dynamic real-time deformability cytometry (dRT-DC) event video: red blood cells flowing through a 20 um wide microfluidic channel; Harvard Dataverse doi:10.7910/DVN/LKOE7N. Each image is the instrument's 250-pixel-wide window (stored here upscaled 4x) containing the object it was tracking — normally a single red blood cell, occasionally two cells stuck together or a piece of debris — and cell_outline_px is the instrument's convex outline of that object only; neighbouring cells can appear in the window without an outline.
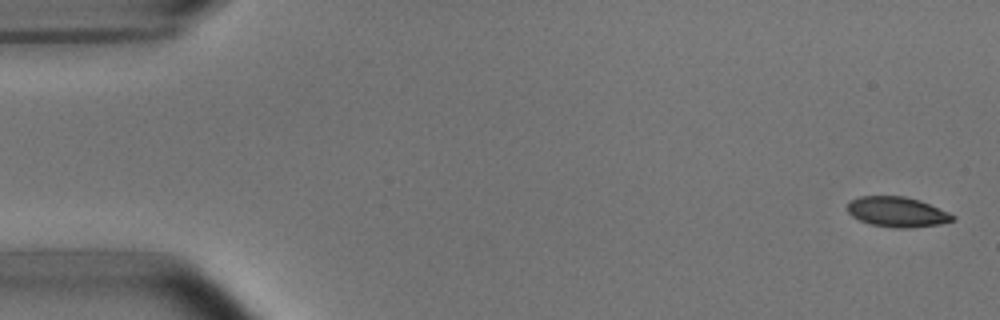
{"species": "common noctule bat (a hibernating species)", "species_latin": "Nyctalus noctula", "temperature_condition": "room temperature", "stored_images_in_passage": 5, "segment_of_instrument_passage": [1, 2], "camera_frame_rate_fps": 3000, "um_per_image_px": 0.085, "animal": {"sex": "male", "body_mass_g": 15.6}, "frame": {"image": 1, "passage_image": 1, "time_ms": 0.0, "image_size_px": [1000, 320], "cell_outline_px": [[956, 220], [940, 224], [908, 228], [896, 228], [872, 224], [860, 220], [852, 216], [848, 212], [848, 204], [852, 200], [860, 196], [904, 196], [920, 200], [948, 212], [956, 216]], "centroid_in_image_um": [76.29, 18.01], "position_along_channel_um": 8.7, "area_um2": 18.38}}